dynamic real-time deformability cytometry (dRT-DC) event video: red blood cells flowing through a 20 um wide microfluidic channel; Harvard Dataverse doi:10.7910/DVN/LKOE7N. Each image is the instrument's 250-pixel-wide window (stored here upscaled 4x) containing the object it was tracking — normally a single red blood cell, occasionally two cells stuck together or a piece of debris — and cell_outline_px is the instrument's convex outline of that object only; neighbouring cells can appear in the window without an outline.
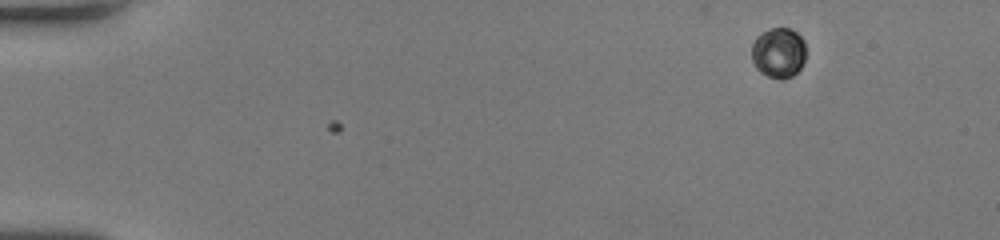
{"species": "human", "species_latin": "Homo sapiens", "temperature_condition": "room temperature", "stored_images_in_passage": 10, "segment_of_instrument_passage": [1, 2], "camera_frame_rate_fps": 3000, "um_per_image_px": 0.085, "donor": {"sex": "female"}, "frame": {"image": 1, "passage_image": 1, "time_ms": 0.0, "image_size_px": [1000, 240], "cell_outline_px": [[804, 64], [792, 76], [780, 80], [768, 76], [760, 72], [756, 68], [752, 60], [752, 44], [756, 36], [772, 28], [792, 28], [804, 40]], "centroid_in_image_um": [66.17, 4.49], "position_along_channel_um": 18.8, "area_um2": 15.9}}